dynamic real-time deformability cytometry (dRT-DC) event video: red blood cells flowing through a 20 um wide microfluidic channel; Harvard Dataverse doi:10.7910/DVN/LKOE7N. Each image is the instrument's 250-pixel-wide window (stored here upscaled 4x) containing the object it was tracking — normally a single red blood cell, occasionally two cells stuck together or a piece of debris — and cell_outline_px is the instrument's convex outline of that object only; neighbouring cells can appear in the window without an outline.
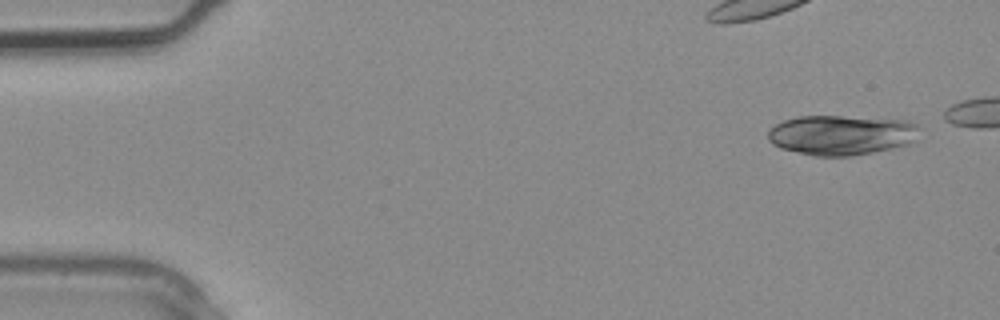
{"species": "common noctule bat (a hibernating species)", "species_latin": "Nyctalus noctula", "temperature_condition": "warm", "stored_images_in_passage": 3, "camera_frame_rate_fps": 3000, "um_per_image_px": 0.085, "animal": {"sex": "male", "body_mass_g": 20.4}, "frame": {"image": 1, "passage_image": 1, "time_ms": 0.0, "image_size_px": [1000, 320], "cell_outline_px": [[916, 128], [912, 140], [908, 144], [892, 148], [852, 156], [816, 156], [780, 148], [772, 144], [768, 140], [768, 132], [776, 124], [784, 120], [796, 116], [840, 116], [908, 120], [916, 124]], "centroid_in_image_um": [71.45, 11.47], "position_along_channel_um": 13.6, "area_um2": 34.85}}